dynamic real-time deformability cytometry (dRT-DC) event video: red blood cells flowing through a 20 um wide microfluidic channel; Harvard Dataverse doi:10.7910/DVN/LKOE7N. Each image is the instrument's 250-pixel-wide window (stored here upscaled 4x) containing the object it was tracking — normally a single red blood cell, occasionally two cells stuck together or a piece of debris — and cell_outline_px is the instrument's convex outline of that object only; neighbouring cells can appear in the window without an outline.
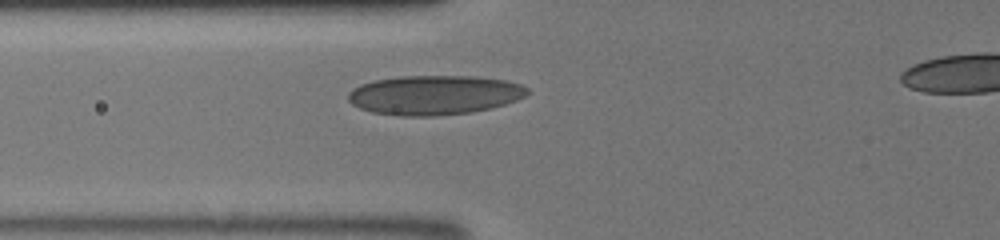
{"species": "human", "species_latin": "Homo sapiens", "temperature_condition": "room temperature", "stored_images_in_passage": 13, "camera_frame_rate_fps": 3000, "um_per_image_px": 0.085, "donor": {"sex": "male"}, "frame": {"image": 1, "passage_image": 10, "time_ms": 3.0, "image_size_px": [1000, 240], "cell_outline_px": [[528, 92], [524, 96], [516, 100], [492, 108], [472, 112], [432, 116], [400, 116], [372, 112], [360, 108], [352, 104], [348, 100], [348, 92], [352, 88], [360, 84], [376, 80], [400, 76], [472, 76], [504, 80], [520, 84], [528, 88]], "centroid_in_image_um": [36.89, 8.08], "position_along_channel_um": 88.9, "area_um2": 41.15}}
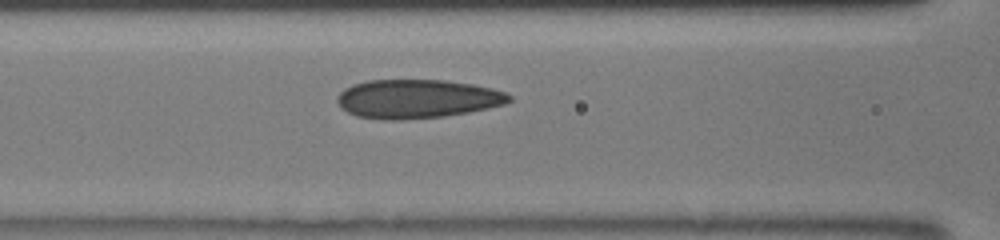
{"frame": {"image": 2, "passage_image": 13, "time_ms": 4.0, "image_size_px": [1000, 240], "cell_outline_px": [[512, 100], [504, 104], [488, 108], [468, 112], [444, 116], [404, 120], [384, 120], [356, 116], [340, 108], [336, 100], [336, 96], [344, 88], [352, 84], [368, 80], [444, 80], [472, 84], [492, 88], [508, 92], [512, 96]], "centroid_in_image_um": [35.44, 8.4], "position_along_channel_um": 131.2, "area_um2": 39.25}}